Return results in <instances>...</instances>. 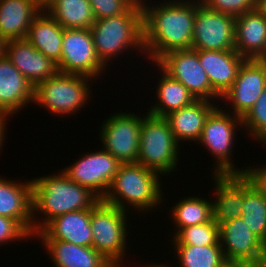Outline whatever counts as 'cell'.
<instances>
[{
    "label": "cell",
    "instance_id": "cell-45",
    "mask_svg": "<svg viewBox=\"0 0 266 267\" xmlns=\"http://www.w3.org/2000/svg\"><path fill=\"white\" fill-rule=\"evenodd\" d=\"M49 0H38V2L44 6Z\"/></svg>",
    "mask_w": 266,
    "mask_h": 267
},
{
    "label": "cell",
    "instance_id": "cell-20",
    "mask_svg": "<svg viewBox=\"0 0 266 267\" xmlns=\"http://www.w3.org/2000/svg\"><path fill=\"white\" fill-rule=\"evenodd\" d=\"M34 101V86L4 54L0 58V112L10 115Z\"/></svg>",
    "mask_w": 266,
    "mask_h": 267
},
{
    "label": "cell",
    "instance_id": "cell-6",
    "mask_svg": "<svg viewBox=\"0 0 266 267\" xmlns=\"http://www.w3.org/2000/svg\"><path fill=\"white\" fill-rule=\"evenodd\" d=\"M90 81L92 78L85 75L58 71L34 87L33 103L47 108L54 115H75V112H79L91 98Z\"/></svg>",
    "mask_w": 266,
    "mask_h": 267
},
{
    "label": "cell",
    "instance_id": "cell-42",
    "mask_svg": "<svg viewBox=\"0 0 266 267\" xmlns=\"http://www.w3.org/2000/svg\"><path fill=\"white\" fill-rule=\"evenodd\" d=\"M103 267H124L122 261H109Z\"/></svg>",
    "mask_w": 266,
    "mask_h": 267
},
{
    "label": "cell",
    "instance_id": "cell-32",
    "mask_svg": "<svg viewBox=\"0 0 266 267\" xmlns=\"http://www.w3.org/2000/svg\"><path fill=\"white\" fill-rule=\"evenodd\" d=\"M172 244H187L194 246L220 245L219 225L215 220L188 226L174 233Z\"/></svg>",
    "mask_w": 266,
    "mask_h": 267
},
{
    "label": "cell",
    "instance_id": "cell-16",
    "mask_svg": "<svg viewBox=\"0 0 266 267\" xmlns=\"http://www.w3.org/2000/svg\"><path fill=\"white\" fill-rule=\"evenodd\" d=\"M4 54L34 87L59 71L57 63L38 51L26 39L7 41Z\"/></svg>",
    "mask_w": 266,
    "mask_h": 267
},
{
    "label": "cell",
    "instance_id": "cell-18",
    "mask_svg": "<svg viewBox=\"0 0 266 267\" xmlns=\"http://www.w3.org/2000/svg\"><path fill=\"white\" fill-rule=\"evenodd\" d=\"M91 208L72 211L52 219L35 236L38 240H61L92 247Z\"/></svg>",
    "mask_w": 266,
    "mask_h": 267
},
{
    "label": "cell",
    "instance_id": "cell-11",
    "mask_svg": "<svg viewBox=\"0 0 266 267\" xmlns=\"http://www.w3.org/2000/svg\"><path fill=\"white\" fill-rule=\"evenodd\" d=\"M57 67L60 72L85 75L94 81L102 77L106 67L96 54L90 29H64L61 60Z\"/></svg>",
    "mask_w": 266,
    "mask_h": 267
},
{
    "label": "cell",
    "instance_id": "cell-1",
    "mask_svg": "<svg viewBox=\"0 0 266 267\" xmlns=\"http://www.w3.org/2000/svg\"><path fill=\"white\" fill-rule=\"evenodd\" d=\"M140 1L145 56L148 55L153 64L170 51L192 48L196 0H163L156 6Z\"/></svg>",
    "mask_w": 266,
    "mask_h": 267
},
{
    "label": "cell",
    "instance_id": "cell-37",
    "mask_svg": "<svg viewBox=\"0 0 266 267\" xmlns=\"http://www.w3.org/2000/svg\"><path fill=\"white\" fill-rule=\"evenodd\" d=\"M259 166H256L257 168L255 166L245 167L244 176L251 182L253 187L266 196V163L260 168Z\"/></svg>",
    "mask_w": 266,
    "mask_h": 267
},
{
    "label": "cell",
    "instance_id": "cell-36",
    "mask_svg": "<svg viewBox=\"0 0 266 267\" xmlns=\"http://www.w3.org/2000/svg\"><path fill=\"white\" fill-rule=\"evenodd\" d=\"M31 235L14 219L0 215V244L29 239Z\"/></svg>",
    "mask_w": 266,
    "mask_h": 267
},
{
    "label": "cell",
    "instance_id": "cell-17",
    "mask_svg": "<svg viewBox=\"0 0 266 267\" xmlns=\"http://www.w3.org/2000/svg\"><path fill=\"white\" fill-rule=\"evenodd\" d=\"M212 219L220 225L242 216L243 193L252 185L244 174L214 175Z\"/></svg>",
    "mask_w": 266,
    "mask_h": 267
},
{
    "label": "cell",
    "instance_id": "cell-38",
    "mask_svg": "<svg viewBox=\"0 0 266 267\" xmlns=\"http://www.w3.org/2000/svg\"><path fill=\"white\" fill-rule=\"evenodd\" d=\"M9 116H12V115L4 113V112H0V150L4 146L3 142H5L4 141L6 137L5 132L7 131L6 124L8 121L7 118Z\"/></svg>",
    "mask_w": 266,
    "mask_h": 267
},
{
    "label": "cell",
    "instance_id": "cell-40",
    "mask_svg": "<svg viewBox=\"0 0 266 267\" xmlns=\"http://www.w3.org/2000/svg\"><path fill=\"white\" fill-rule=\"evenodd\" d=\"M255 9L266 16V0H256Z\"/></svg>",
    "mask_w": 266,
    "mask_h": 267
},
{
    "label": "cell",
    "instance_id": "cell-13",
    "mask_svg": "<svg viewBox=\"0 0 266 267\" xmlns=\"http://www.w3.org/2000/svg\"><path fill=\"white\" fill-rule=\"evenodd\" d=\"M83 155L62 172L73 182L89 188L103 199L121 163L103 148Z\"/></svg>",
    "mask_w": 266,
    "mask_h": 267
},
{
    "label": "cell",
    "instance_id": "cell-23",
    "mask_svg": "<svg viewBox=\"0 0 266 267\" xmlns=\"http://www.w3.org/2000/svg\"><path fill=\"white\" fill-rule=\"evenodd\" d=\"M38 0H0V35L7 42L25 39L33 19L42 11Z\"/></svg>",
    "mask_w": 266,
    "mask_h": 267
},
{
    "label": "cell",
    "instance_id": "cell-22",
    "mask_svg": "<svg viewBox=\"0 0 266 267\" xmlns=\"http://www.w3.org/2000/svg\"><path fill=\"white\" fill-rule=\"evenodd\" d=\"M214 105L215 103L209 100L196 99L191 104L166 115L176 141H198L209 114L218 106Z\"/></svg>",
    "mask_w": 266,
    "mask_h": 267
},
{
    "label": "cell",
    "instance_id": "cell-34",
    "mask_svg": "<svg viewBox=\"0 0 266 267\" xmlns=\"http://www.w3.org/2000/svg\"><path fill=\"white\" fill-rule=\"evenodd\" d=\"M207 8L238 17L255 9L256 0H200Z\"/></svg>",
    "mask_w": 266,
    "mask_h": 267
},
{
    "label": "cell",
    "instance_id": "cell-44",
    "mask_svg": "<svg viewBox=\"0 0 266 267\" xmlns=\"http://www.w3.org/2000/svg\"><path fill=\"white\" fill-rule=\"evenodd\" d=\"M156 264H152V265L151 264L150 265L148 264V266L146 264V266H142V267H170V265L168 266V264L165 265L164 263H161V264L156 263Z\"/></svg>",
    "mask_w": 266,
    "mask_h": 267
},
{
    "label": "cell",
    "instance_id": "cell-41",
    "mask_svg": "<svg viewBox=\"0 0 266 267\" xmlns=\"http://www.w3.org/2000/svg\"><path fill=\"white\" fill-rule=\"evenodd\" d=\"M257 61L264 67L266 70V49L265 51L257 58Z\"/></svg>",
    "mask_w": 266,
    "mask_h": 267
},
{
    "label": "cell",
    "instance_id": "cell-8",
    "mask_svg": "<svg viewBox=\"0 0 266 267\" xmlns=\"http://www.w3.org/2000/svg\"><path fill=\"white\" fill-rule=\"evenodd\" d=\"M128 213L102 199L91 208L92 247L109 261H123L126 256Z\"/></svg>",
    "mask_w": 266,
    "mask_h": 267
},
{
    "label": "cell",
    "instance_id": "cell-30",
    "mask_svg": "<svg viewBox=\"0 0 266 267\" xmlns=\"http://www.w3.org/2000/svg\"><path fill=\"white\" fill-rule=\"evenodd\" d=\"M180 267H221L226 261L221 245L172 244Z\"/></svg>",
    "mask_w": 266,
    "mask_h": 267
},
{
    "label": "cell",
    "instance_id": "cell-26",
    "mask_svg": "<svg viewBox=\"0 0 266 267\" xmlns=\"http://www.w3.org/2000/svg\"><path fill=\"white\" fill-rule=\"evenodd\" d=\"M55 267H103L109 262L94 247L78 246L61 240H39ZM48 250V251H47Z\"/></svg>",
    "mask_w": 266,
    "mask_h": 267
},
{
    "label": "cell",
    "instance_id": "cell-5",
    "mask_svg": "<svg viewBox=\"0 0 266 267\" xmlns=\"http://www.w3.org/2000/svg\"><path fill=\"white\" fill-rule=\"evenodd\" d=\"M180 144L165 117L143 114L137 163L163 176L175 171Z\"/></svg>",
    "mask_w": 266,
    "mask_h": 267
},
{
    "label": "cell",
    "instance_id": "cell-35",
    "mask_svg": "<svg viewBox=\"0 0 266 267\" xmlns=\"http://www.w3.org/2000/svg\"><path fill=\"white\" fill-rule=\"evenodd\" d=\"M137 0H89L96 20L124 14Z\"/></svg>",
    "mask_w": 266,
    "mask_h": 267
},
{
    "label": "cell",
    "instance_id": "cell-19",
    "mask_svg": "<svg viewBox=\"0 0 266 267\" xmlns=\"http://www.w3.org/2000/svg\"><path fill=\"white\" fill-rule=\"evenodd\" d=\"M19 182L0 176V215L16 220L34 237L32 180Z\"/></svg>",
    "mask_w": 266,
    "mask_h": 267
},
{
    "label": "cell",
    "instance_id": "cell-31",
    "mask_svg": "<svg viewBox=\"0 0 266 267\" xmlns=\"http://www.w3.org/2000/svg\"><path fill=\"white\" fill-rule=\"evenodd\" d=\"M242 219L266 245V196L252 185L243 193Z\"/></svg>",
    "mask_w": 266,
    "mask_h": 267
},
{
    "label": "cell",
    "instance_id": "cell-10",
    "mask_svg": "<svg viewBox=\"0 0 266 267\" xmlns=\"http://www.w3.org/2000/svg\"><path fill=\"white\" fill-rule=\"evenodd\" d=\"M155 63L170 77L181 82L196 99L220 101L221 97L212 89L208 76L201 66L197 50L191 48L170 51Z\"/></svg>",
    "mask_w": 266,
    "mask_h": 267
},
{
    "label": "cell",
    "instance_id": "cell-7",
    "mask_svg": "<svg viewBox=\"0 0 266 267\" xmlns=\"http://www.w3.org/2000/svg\"><path fill=\"white\" fill-rule=\"evenodd\" d=\"M220 104L209 114L197 143L205 146L217 161L213 164V175L244 174L246 169L236 168L231 152L237 135L235 131L243 126L242 118L225 112ZM233 116H232V115ZM238 126V127H237Z\"/></svg>",
    "mask_w": 266,
    "mask_h": 267
},
{
    "label": "cell",
    "instance_id": "cell-24",
    "mask_svg": "<svg viewBox=\"0 0 266 267\" xmlns=\"http://www.w3.org/2000/svg\"><path fill=\"white\" fill-rule=\"evenodd\" d=\"M266 49V16L256 9L235 17V50L257 59Z\"/></svg>",
    "mask_w": 266,
    "mask_h": 267
},
{
    "label": "cell",
    "instance_id": "cell-28",
    "mask_svg": "<svg viewBox=\"0 0 266 267\" xmlns=\"http://www.w3.org/2000/svg\"><path fill=\"white\" fill-rule=\"evenodd\" d=\"M160 82L158 81L156 96L158 101L153 103L148 113L165 117L170 112L179 110L196 100L195 96L178 80L170 77L161 68L159 69Z\"/></svg>",
    "mask_w": 266,
    "mask_h": 267
},
{
    "label": "cell",
    "instance_id": "cell-29",
    "mask_svg": "<svg viewBox=\"0 0 266 267\" xmlns=\"http://www.w3.org/2000/svg\"><path fill=\"white\" fill-rule=\"evenodd\" d=\"M173 209V210H172ZM172 220H174L175 230L179 231L188 226L209 222L212 219V202L196 196H186L183 200L172 207Z\"/></svg>",
    "mask_w": 266,
    "mask_h": 267
},
{
    "label": "cell",
    "instance_id": "cell-3",
    "mask_svg": "<svg viewBox=\"0 0 266 267\" xmlns=\"http://www.w3.org/2000/svg\"><path fill=\"white\" fill-rule=\"evenodd\" d=\"M90 31L96 54L106 67L115 56L129 49L142 54L145 49L141 1L137 0L124 14L96 20Z\"/></svg>",
    "mask_w": 266,
    "mask_h": 267
},
{
    "label": "cell",
    "instance_id": "cell-14",
    "mask_svg": "<svg viewBox=\"0 0 266 267\" xmlns=\"http://www.w3.org/2000/svg\"><path fill=\"white\" fill-rule=\"evenodd\" d=\"M219 242L226 261L253 267L266 263V245L250 230L242 217L219 225Z\"/></svg>",
    "mask_w": 266,
    "mask_h": 267
},
{
    "label": "cell",
    "instance_id": "cell-25",
    "mask_svg": "<svg viewBox=\"0 0 266 267\" xmlns=\"http://www.w3.org/2000/svg\"><path fill=\"white\" fill-rule=\"evenodd\" d=\"M63 33L64 28L42 9L30 24L25 39L58 64L62 54Z\"/></svg>",
    "mask_w": 266,
    "mask_h": 267
},
{
    "label": "cell",
    "instance_id": "cell-12",
    "mask_svg": "<svg viewBox=\"0 0 266 267\" xmlns=\"http://www.w3.org/2000/svg\"><path fill=\"white\" fill-rule=\"evenodd\" d=\"M194 50H235V17L207 8L196 0Z\"/></svg>",
    "mask_w": 266,
    "mask_h": 267
},
{
    "label": "cell",
    "instance_id": "cell-39",
    "mask_svg": "<svg viewBox=\"0 0 266 267\" xmlns=\"http://www.w3.org/2000/svg\"><path fill=\"white\" fill-rule=\"evenodd\" d=\"M221 267H253L244 262H236V261H225Z\"/></svg>",
    "mask_w": 266,
    "mask_h": 267
},
{
    "label": "cell",
    "instance_id": "cell-33",
    "mask_svg": "<svg viewBox=\"0 0 266 267\" xmlns=\"http://www.w3.org/2000/svg\"><path fill=\"white\" fill-rule=\"evenodd\" d=\"M243 128L256 142L266 144V87L251 110L242 118Z\"/></svg>",
    "mask_w": 266,
    "mask_h": 267
},
{
    "label": "cell",
    "instance_id": "cell-2",
    "mask_svg": "<svg viewBox=\"0 0 266 267\" xmlns=\"http://www.w3.org/2000/svg\"><path fill=\"white\" fill-rule=\"evenodd\" d=\"M58 173L31 179L34 237L55 217L90 209L100 200L89 188L73 182L62 171ZM36 212L42 215L41 221Z\"/></svg>",
    "mask_w": 266,
    "mask_h": 267
},
{
    "label": "cell",
    "instance_id": "cell-4",
    "mask_svg": "<svg viewBox=\"0 0 266 267\" xmlns=\"http://www.w3.org/2000/svg\"><path fill=\"white\" fill-rule=\"evenodd\" d=\"M159 175L139 163H121L102 200L127 212L129 206L137 213L157 209L164 196Z\"/></svg>",
    "mask_w": 266,
    "mask_h": 267
},
{
    "label": "cell",
    "instance_id": "cell-43",
    "mask_svg": "<svg viewBox=\"0 0 266 267\" xmlns=\"http://www.w3.org/2000/svg\"><path fill=\"white\" fill-rule=\"evenodd\" d=\"M5 44L6 41L2 38V36L0 35V58L4 55L5 53Z\"/></svg>",
    "mask_w": 266,
    "mask_h": 267
},
{
    "label": "cell",
    "instance_id": "cell-21",
    "mask_svg": "<svg viewBox=\"0 0 266 267\" xmlns=\"http://www.w3.org/2000/svg\"><path fill=\"white\" fill-rule=\"evenodd\" d=\"M199 61L212 89L221 97L233 85L239 68L246 60L236 50H197Z\"/></svg>",
    "mask_w": 266,
    "mask_h": 267
},
{
    "label": "cell",
    "instance_id": "cell-15",
    "mask_svg": "<svg viewBox=\"0 0 266 267\" xmlns=\"http://www.w3.org/2000/svg\"><path fill=\"white\" fill-rule=\"evenodd\" d=\"M266 87V70L257 59H246L233 85L220 101L231 104L234 115L243 118L255 105Z\"/></svg>",
    "mask_w": 266,
    "mask_h": 267
},
{
    "label": "cell",
    "instance_id": "cell-27",
    "mask_svg": "<svg viewBox=\"0 0 266 267\" xmlns=\"http://www.w3.org/2000/svg\"><path fill=\"white\" fill-rule=\"evenodd\" d=\"M43 9L64 29H90L96 21L89 0H49Z\"/></svg>",
    "mask_w": 266,
    "mask_h": 267
},
{
    "label": "cell",
    "instance_id": "cell-9",
    "mask_svg": "<svg viewBox=\"0 0 266 267\" xmlns=\"http://www.w3.org/2000/svg\"><path fill=\"white\" fill-rule=\"evenodd\" d=\"M142 120L134 112L111 114L99 127L103 149L120 163H137Z\"/></svg>",
    "mask_w": 266,
    "mask_h": 267
}]
</instances>
